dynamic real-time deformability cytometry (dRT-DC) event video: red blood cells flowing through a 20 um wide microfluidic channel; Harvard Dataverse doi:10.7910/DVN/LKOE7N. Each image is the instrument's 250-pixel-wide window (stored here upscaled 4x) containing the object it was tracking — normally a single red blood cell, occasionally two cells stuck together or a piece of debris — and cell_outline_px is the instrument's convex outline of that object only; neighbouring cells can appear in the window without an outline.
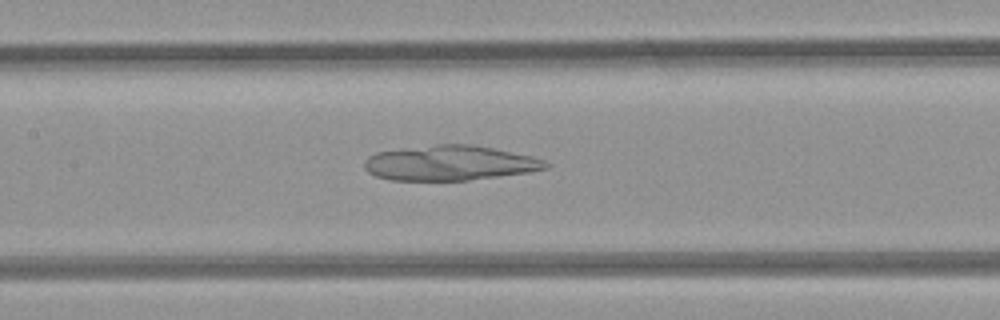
{"species": "common noctule bat (a hibernating species)", "species_latin": "Nyctalus noctula", "temperature_condition": "room temperature", "stored_images_in_passage": 43, "camera_frame_rate_fps": 3000, "um_per_image_px": 0.085, "animal": {"sex": "female", "body_mass_g": 21.9}, "frame": {"image": 1, "passage_image": 17, "time_ms": 5.333, "image_size_px": [1000, 320], "cell_outline_px": [[552, 164], [548, 168], [528, 172], [468, 180], [392, 180], [376, 176], [368, 172], [364, 168], [364, 160], [368, 156], [376, 152], [436, 144], [472, 144], [532, 156], [544, 160]], "centroid_in_image_um": [38.23, 13.85], "position_along_channel_um": 169.2, "area_um2": 36.88}}
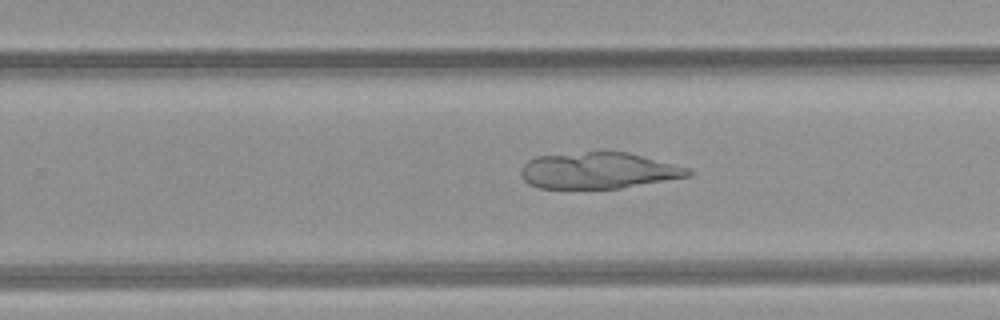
{"frame": {"image": 2, "passage_image": 25, "time_ms": 8.0, "image_size_px": [1000, 320], "cell_outline_px": [[692, 176], [620, 188], [540, 188], [528, 184], [524, 180], [520, 172], [524, 164], [528, 160], [536, 156], [588, 152], [628, 152], [688, 168], [692, 172]], "centroid_in_image_um": [50.86, 14.5], "position_along_channel_um": 278.9, "area_um2": 35.08}}
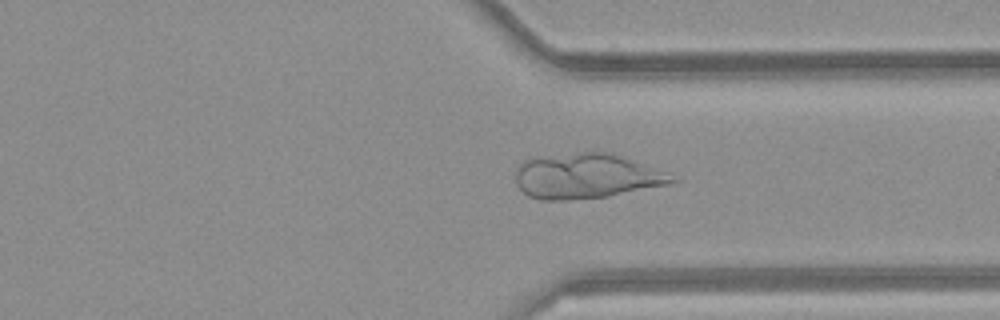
{"frame": {"image": 3, "passage_image": 31, "time_ms": 10.0, "image_size_px": [1000, 320], "cell_outline_px": [[680, 180], [672, 184], [608, 196], [568, 200], [540, 200], [528, 196], [516, 184], [516, 168], [524, 160], [536, 156], [580, 152], [612, 152], [624, 156], [668, 172]], "centroid_in_image_um": [49.87, 14.96], "position_along_channel_um": 361.5, "area_um2": 41.67}}